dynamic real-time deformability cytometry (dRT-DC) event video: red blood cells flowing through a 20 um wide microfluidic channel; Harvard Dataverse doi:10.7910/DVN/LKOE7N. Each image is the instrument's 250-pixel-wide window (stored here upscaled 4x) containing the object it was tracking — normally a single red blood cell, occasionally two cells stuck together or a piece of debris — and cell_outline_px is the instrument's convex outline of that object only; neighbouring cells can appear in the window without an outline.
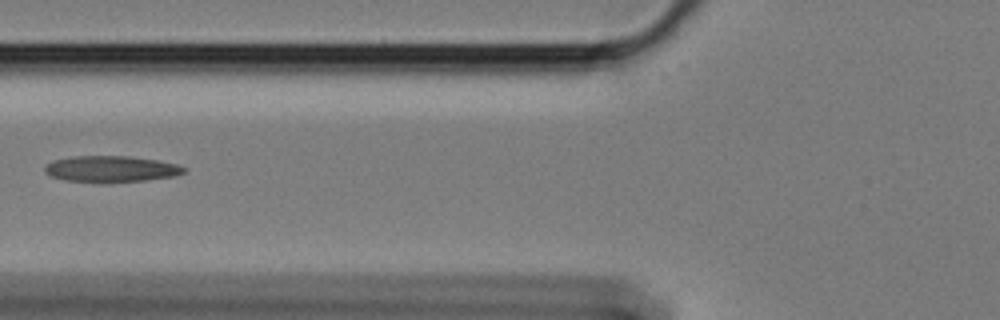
{"species": "Egyptian fruit bat (a non-hibernating species)", "species_latin": "Rousettus aegyptiacus", "temperature_condition": "cold", "stored_images_in_passage": 37, "camera_frame_rate_fps": 3000, "um_per_image_px": 0.085, "animal": {"sex": "female"}, "frame": {"image": 1, "passage_image": 2, "time_ms": 0.333, "image_size_px": [1000, 320], "cell_outline_px": [[188, 168], [184, 172], [172, 176], [144, 180], [108, 184], [64, 180], [52, 176], [44, 172], [44, 168], [52, 160], [72, 156], [128, 156], [156, 160], [176, 164]], "centroid_in_image_um": [9.4, 14.38], "position_along_channel_um": 116.4, "area_um2": 21.5}}
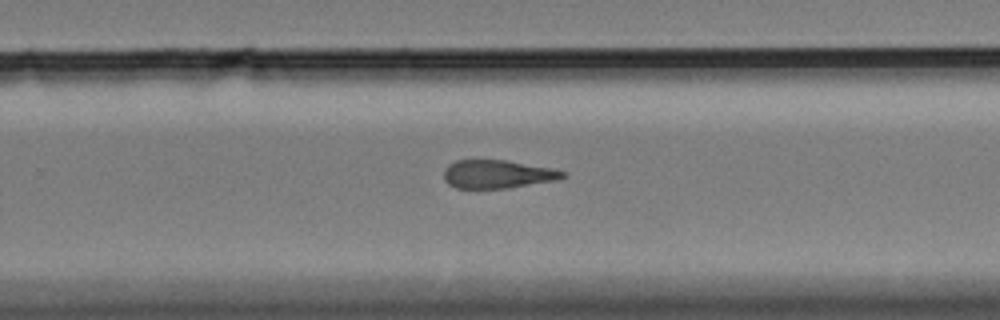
{"frame": {"image": 2, "passage_image": 17, "time_ms": 5.333, "image_size_px": [1000, 320], "cell_outline_px": [[568, 176], [560, 180], [508, 188], [456, 188], [448, 184], [444, 180], [444, 172], [448, 164], [456, 160], [504, 160], [552, 168], [568, 172]], "centroid_in_image_um": [42.34, 14.81], "position_along_channel_um": 287.5, "area_um2": 19.83}}
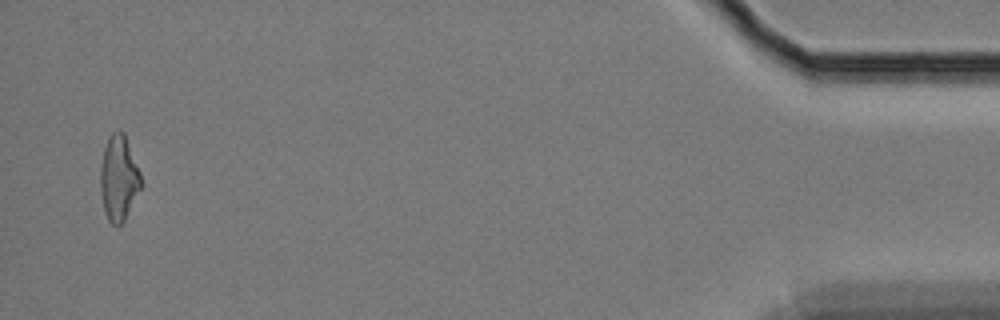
{"frame": {"image": 3, "passage_image": 36, "time_ms": 11.667, "image_size_px": [1000, 320], "cell_outline_px": [[144, 184], [124, 220], [120, 224], [112, 224], [108, 220], [104, 212], [100, 192], [100, 164], [104, 148], [108, 136], [112, 132], [120, 128], [124, 132], [140, 172]], "centroid_in_image_um": [10.1, 15.11], "position_along_channel_um": 425.1, "area_um2": 20.58}, "authors_computed_cell_mechanics": {"area_um2": 20.4034, "velocity_mm_per_s": 3.418, "shape_relaxation_time_tau1_ms": 11.3028, "shape_relaxation_time_tau2_ms": 2.2464, "deformation_change_tau1": 0.2337, "deformation_change_tau2": 0.1108}}